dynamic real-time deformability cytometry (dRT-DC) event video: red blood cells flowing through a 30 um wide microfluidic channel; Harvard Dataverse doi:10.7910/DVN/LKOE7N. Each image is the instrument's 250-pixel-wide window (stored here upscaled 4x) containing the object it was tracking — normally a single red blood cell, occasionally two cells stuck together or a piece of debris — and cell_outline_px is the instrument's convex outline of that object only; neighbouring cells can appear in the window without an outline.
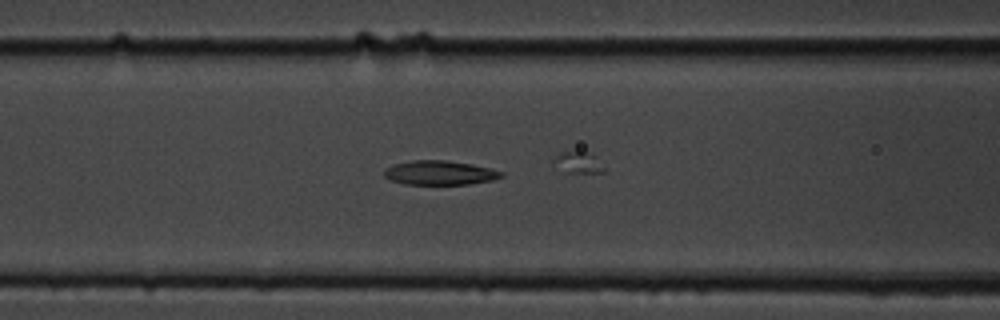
{"species": "common noctule bat (a hibernating species)", "species_latin": "Nyctalus noctula", "temperature_condition": "cold", "stored_images_in_passage": 44, "camera_frame_rate_fps": 3000, "um_per_image_px": 0.085, "animal": {"sex": "male", "body_mass_g": 19.5, "forearm_length_mm": 54.6}, "frame": {"image": 1, "passage_image": 22, "time_ms": 7.0, "image_size_px": [1000, 320], "cell_outline_px": [[504, 176], [492, 180], [468, 184], [404, 184], [392, 180], [384, 176], [384, 172], [392, 164], [412, 160], [444, 160], [472, 164], [504, 172]], "centroid_in_image_um": [37.38, 14.68], "position_along_channel_um": 129.2, "area_um2": 16.42}}
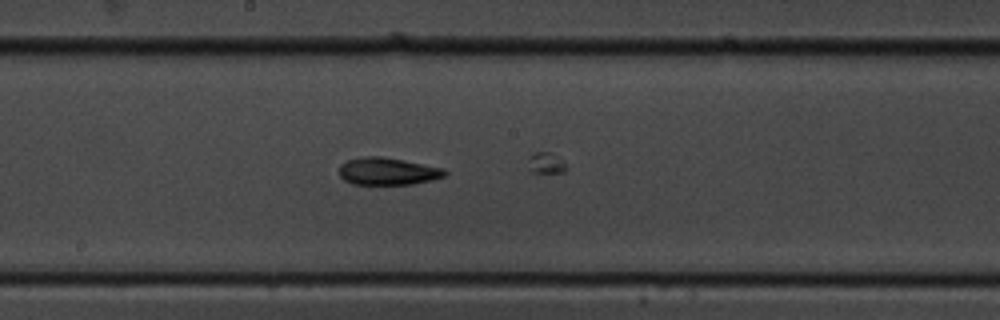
{"frame": {"image": 2, "passage_image": 29, "time_ms": 9.333, "image_size_px": [1000, 320], "cell_outline_px": [[448, 172], [444, 176], [432, 180], [412, 184], [352, 184], [344, 180], [340, 176], [340, 164], [348, 160], [360, 156], [380, 156], [404, 160], [444, 168]], "centroid_in_image_um": [32.95, 14.55], "position_along_channel_um": 215.2, "area_um2": 16.88}}
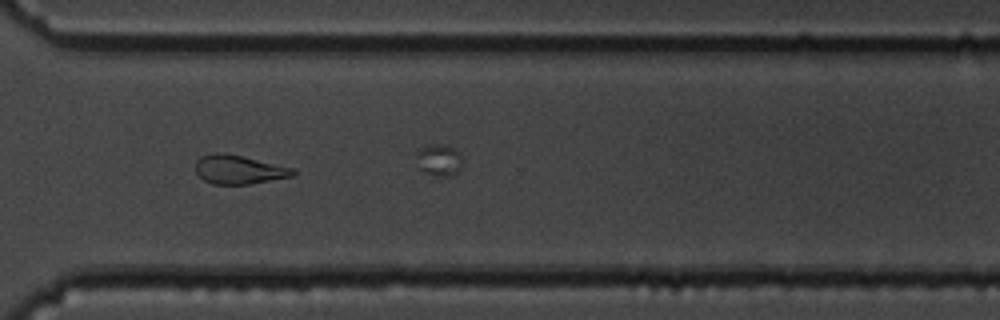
{"frame": {"image": 3, "passage_image": 40, "time_ms": 13.0, "image_size_px": [1000, 320], "cell_outline_px": [[296, 172], [292, 176], [248, 184], [212, 184], [204, 180], [196, 172], [196, 160], [200, 156], [216, 152], [224, 152], [296, 168]], "centroid_in_image_um": [20.3, 14.4], "position_along_channel_um": 350.3, "area_um2": 16.42}, "authors_computed_cell_mechanics": {"area_um2": 16.8776, "velocity_mm_per_s": 3.6899, "shape_relaxation_time_tau1_ms": 10.887, "shape_relaxation_time_tau2_ms": 8.6869, "deformation_change_tau1": 0.2354, "deformation_change_tau2": 0.1977}}